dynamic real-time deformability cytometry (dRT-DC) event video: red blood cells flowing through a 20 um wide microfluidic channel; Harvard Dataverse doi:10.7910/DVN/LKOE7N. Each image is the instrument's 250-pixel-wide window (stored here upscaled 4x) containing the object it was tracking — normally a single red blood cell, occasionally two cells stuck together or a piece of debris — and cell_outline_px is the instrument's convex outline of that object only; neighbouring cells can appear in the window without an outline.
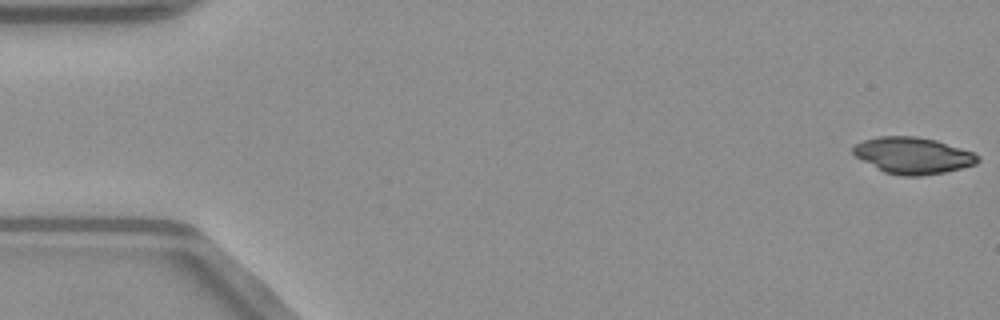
{"species": "common noctule bat (a hibernating species)", "species_latin": "Nyctalus noctula", "temperature_condition": "warm", "stored_images_in_passage": 51, "camera_frame_rate_fps": 3000, "um_per_image_px": 0.085, "animal": {"sex": "male", "body_mass_g": 23.1, "forearm_length_mm": 52.7}, "frame": {"image": 1, "passage_image": 1, "time_ms": 0.0, "image_size_px": [1000, 320], "cell_outline_px": [[980, 160], [976, 164], [944, 172], [920, 176], [904, 176], [884, 172], [876, 168], [856, 156], [852, 152], [852, 148], [856, 144], [864, 140], [880, 136], [916, 136], [936, 140], [972, 152], [980, 156]], "centroid_in_image_um": [77.6, 13.21], "position_along_channel_um": 7.4, "area_um2": 26.3}}
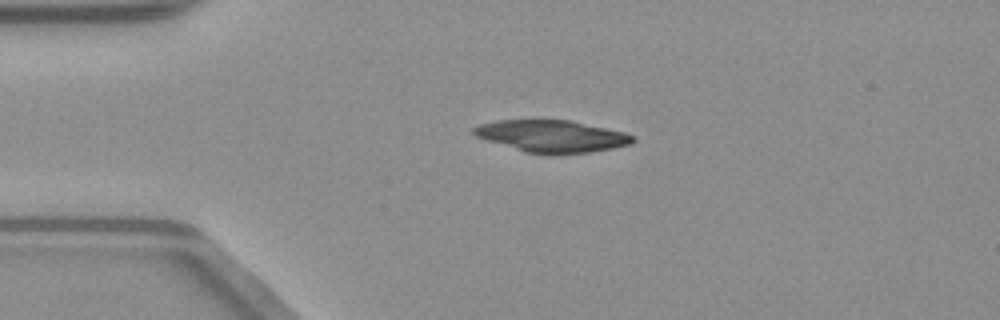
{"frame": {"image": 2, "passage_image": 12, "time_ms": 3.667, "image_size_px": [1000, 320], "cell_outline_px": [[636, 140], [632, 144], [612, 148], [588, 152], [556, 156], [524, 152], [476, 136], [472, 132], [472, 128], [480, 124], [496, 120], [572, 120], [624, 132], [636, 136]], "centroid_in_image_um": [46.94, 11.59], "position_along_channel_um": 38.1, "area_um2": 30.0}}